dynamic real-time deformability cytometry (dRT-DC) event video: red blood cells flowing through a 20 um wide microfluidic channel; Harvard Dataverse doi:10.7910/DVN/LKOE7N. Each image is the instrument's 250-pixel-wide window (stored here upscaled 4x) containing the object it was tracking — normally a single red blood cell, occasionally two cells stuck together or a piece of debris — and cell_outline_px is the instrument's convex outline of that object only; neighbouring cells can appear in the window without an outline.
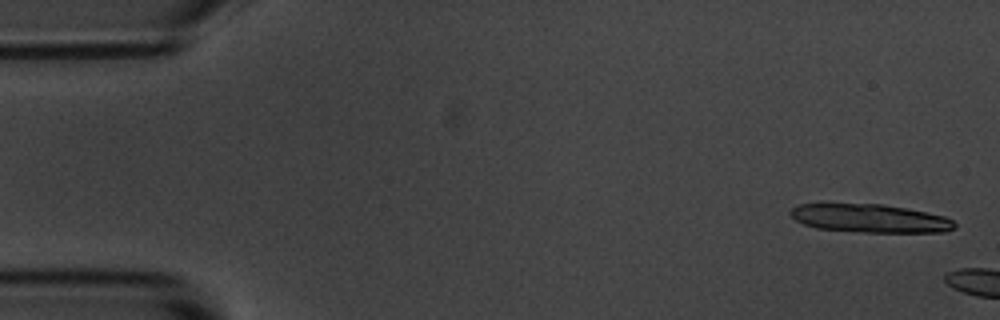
{"species": "common noctule bat (a hibernating species)", "species_latin": "Nyctalus noctula", "temperature_condition": "room temperature", "stored_images_in_passage": 2, "camera_frame_rate_fps": 3000, "um_per_image_px": 0.085, "animal": {"sex": "male", "body_mass_g": 20.1, "forearm_length_mm": 53.5}, "frame": {"image": 1, "passage_image": 1, "time_ms": 0.0, "image_size_px": [1000, 320], "cell_outline_px": [[956, 228], [944, 232], [864, 232], [816, 228], [804, 224], [796, 220], [788, 212], [792, 208], [800, 204], [880, 204], [908, 208], [944, 216], [952, 220], [956, 224]], "centroid_in_image_um": [73.97, 18.56], "position_along_channel_um": 11.0, "area_um2": 26.99}}